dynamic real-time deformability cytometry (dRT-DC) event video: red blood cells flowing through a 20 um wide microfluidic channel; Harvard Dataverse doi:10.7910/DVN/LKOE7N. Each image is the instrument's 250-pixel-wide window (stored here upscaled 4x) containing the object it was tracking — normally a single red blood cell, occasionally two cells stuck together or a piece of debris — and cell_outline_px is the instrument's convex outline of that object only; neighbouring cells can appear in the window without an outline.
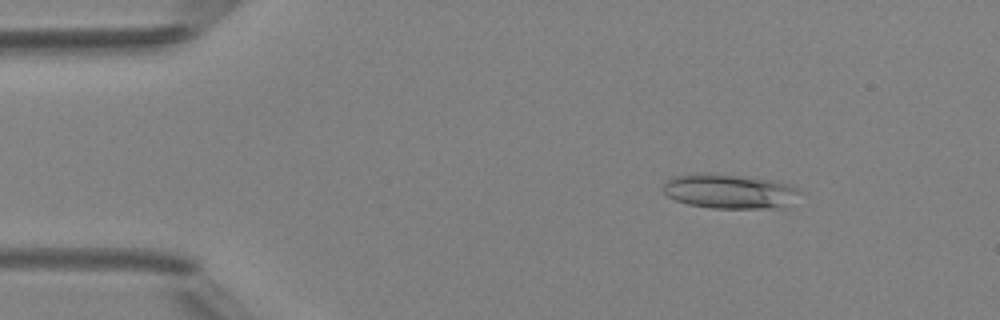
{"species": "Egyptian fruit bat (a non-hibernating species)", "species_latin": "Rousettus aegyptiacus", "temperature_condition": "room temperature", "stored_images_in_passage": 14, "camera_frame_rate_fps": 3000, "um_per_image_px": 0.085, "animal": {"sex": "female"}, "frame": {"image": 1, "passage_image": 7, "time_ms": 2.0, "image_size_px": [1000, 320], "cell_outline_px": [[800, 192], [788, 208], [712, 208], [688, 204], [676, 200], [668, 196], [660, 188], [668, 180], [676, 176], [692, 172], [708, 172], [776, 180], [796, 188]], "centroid_in_image_um": [62.0, 16.25], "position_along_channel_um": 23.0, "area_um2": 27.86}}